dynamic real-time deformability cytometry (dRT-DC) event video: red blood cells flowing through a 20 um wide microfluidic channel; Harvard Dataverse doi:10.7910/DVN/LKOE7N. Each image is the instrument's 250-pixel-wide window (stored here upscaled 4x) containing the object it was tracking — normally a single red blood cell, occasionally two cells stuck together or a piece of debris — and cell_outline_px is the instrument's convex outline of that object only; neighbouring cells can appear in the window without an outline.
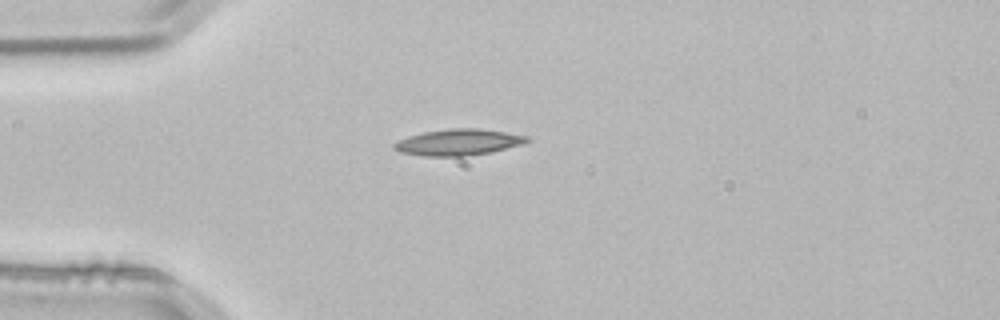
{"species": "common noctule bat (a hibernating species)", "species_latin": "Nyctalus noctula", "temperature_condition": "room temperature", "stored_images_in_passage": 1, "camera_frame_rate_fps": 3000, "um_per_image_px": 0.085, "animal": {"sex": "male", "body_mass_g": 21.5, "forearm_length_mm": 52.0}, "frame": {"image": 1, "passage_image": 1, "time_ms": 0.0, "image_size_px": [1000, 320], "cell_outline_px": [[532, 140], [524, 144], [492, 152], [468, 156], [424, 156], [400, 152], [392, 148], [392, 144], [396, 140], [408, 136], [424, 132], [452, 128], [480, 128], [528, 136]], "centroid_in_image_um": [38.96, 12.09], "position_along_channel_um": 46.0, "area_um2": 20.58}}